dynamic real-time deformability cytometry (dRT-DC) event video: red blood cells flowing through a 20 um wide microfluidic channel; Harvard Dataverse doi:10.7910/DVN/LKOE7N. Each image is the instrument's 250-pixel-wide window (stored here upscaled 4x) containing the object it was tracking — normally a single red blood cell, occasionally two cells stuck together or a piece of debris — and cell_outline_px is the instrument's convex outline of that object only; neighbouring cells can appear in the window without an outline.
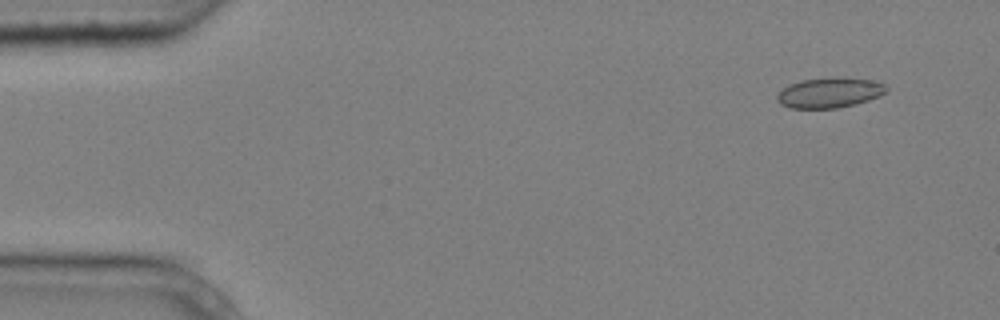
{"species": "common noctule bat (a hibernating species)", "species_latin": "Nyctalus noctula", "temperature_condition": "cold", "stored_images_in_passage": 2, "camera_frame_rate_fps": 3000, "um_per_image_px": 0.085, "animal": {"sex": "male", "body_mass_g": 20.4}, "frame": {"image": 1, "passage_image": 1, "time_ms": 0.0, "image_size_px": [1000, 320], "cell_outline_px": [[888, 88], [880, 96], [856, 104], [836, 108], [788, 108], [780, 104], [776, 100], [776, 96], [788, 84], [800, 80], [876, 80], [884, 84]], "centroid_in_image_um": [70.47, 7.93], "position_along_channel_um": 14.5, "area_um2": 18.44}}